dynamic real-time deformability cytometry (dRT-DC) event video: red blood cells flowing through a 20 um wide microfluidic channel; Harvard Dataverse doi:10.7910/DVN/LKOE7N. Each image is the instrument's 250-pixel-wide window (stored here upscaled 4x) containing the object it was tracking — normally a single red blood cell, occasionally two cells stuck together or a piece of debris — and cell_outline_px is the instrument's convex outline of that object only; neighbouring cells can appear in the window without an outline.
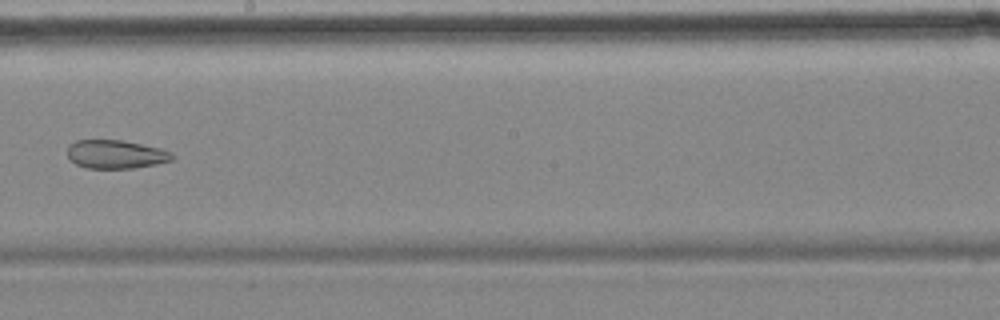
{"species": "common noctule bat (a hibernating species)", "species_latin": "Nyctalus noctula", "temperature_condition": "cold", "stored_images_in_passage": 9, "camera_frame_rate_fps": 3000, "um_per_image_px": 0.085, "animal": {"sex": "female", "body_mass_g": 18.4}, "frame": {"image": 1, "passage_image": 8, "time_ms": 8.333, "image_size_px": [1000, 320], "cell_outline_px": [[176, 156], [172, 160], [156, 164], [132, 168], [88, 168], [76, 164], [68, 156], [68, 148], [76, 140], [120, 140], [160, 148], [172, 152]], "centroid_in_image_um": [9.88, 13.12], "position_along_channel_um": 238.3, "area_um2": 17.22}}